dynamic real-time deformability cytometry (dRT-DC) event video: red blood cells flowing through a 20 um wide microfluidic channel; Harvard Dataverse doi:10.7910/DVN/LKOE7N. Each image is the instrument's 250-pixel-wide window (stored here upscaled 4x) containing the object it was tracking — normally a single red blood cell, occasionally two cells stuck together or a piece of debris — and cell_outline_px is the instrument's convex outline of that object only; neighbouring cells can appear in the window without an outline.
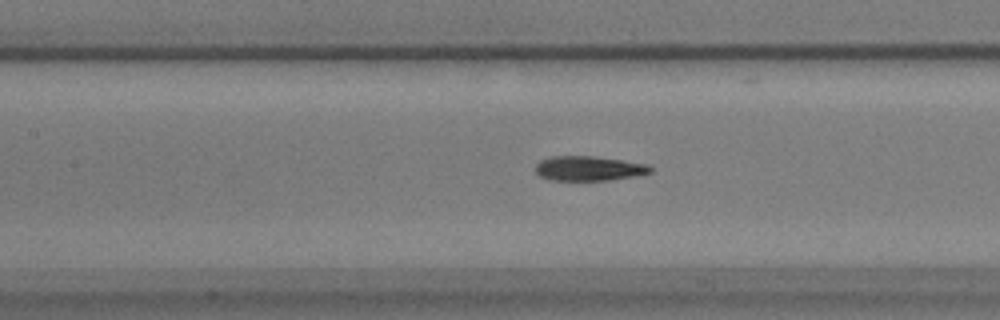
{"species": "common noctule bat (a hibernating species)", "species_latin": "Nyctalus noctula", "temperature_condition": "warm", "stored_images_in_passage": 53, "camera_frame_rate_fps": 3000, "um_per_image_px": 0.085, "animal": {"sex": "male", "body_mass_g": 17.9}, "frame": {"image": 1, "passage_image": 21, "time_ms": 6.667, "image_size_px": [1000, 320], "cell_outline_px": [[652, 172], [636, 176], [608, 180], [552, 180], [540, 176], [536, 172], [536, 164], [540, 160], [552, 156], [592, 156], [648, 164], [652, 168]], "centroid_in_image_um": [50.05, 14.31], "position_along_channel_um": 157.4, "area_um2": 16.42}}
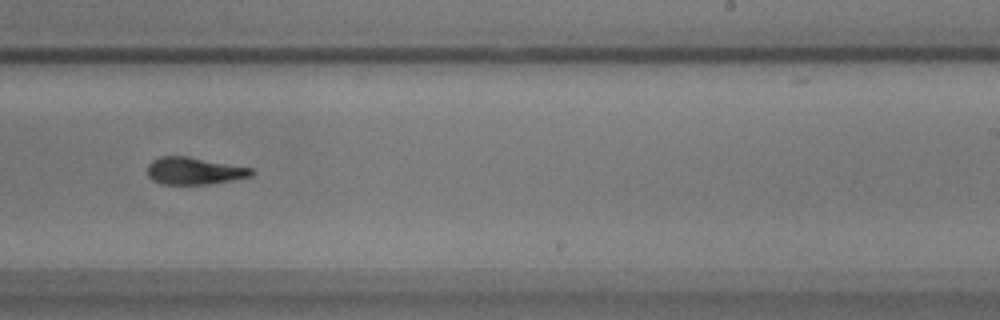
{"frame": {"image": 2, "passage_image": 31, "time_ms": 10.0, "image_size_px": [1000, 320], "cell_outline_px": [[256, 172], [252, 176], [208, 184], [164, 184], [152, 180], [148, 176], [148, 164], [152, 160], [160, 156], [188, 156], [252, 168]], "centroid_in_image_um": [16.5, 14.52], "position_along_channel_um": 272.5, "area_um2": 16.47}}
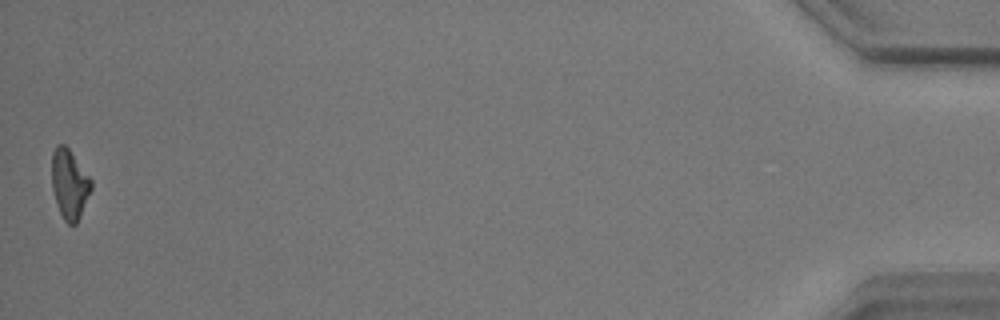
{"frame": {"image": 3, "passage_image": 53, "time_ms": 17.333, "image_size_px": [1000, 320], "cell_outline_px": [[92, 188], [80, 216], [76, 224], [68, 224], [64, 220], [56, 204], [52, 188], [52, 152], [56, 144], [64, 144], [68, 148], [92, 180]], "centroid_in_image_um": [5.89, 15.64], "position_along_channel_um": 429.3, "area_um2": 15.9}, "authors_computed_cell_mechanics": {"area_um2": 16.7042, "velocity_mm_per_s": 3.4686, "shape_relaxation_time_tau1_ms": 9.1683, "shape_relaxation_time_tau2_ms": 4.4493, "deformation_change_tau1": 0.231, "deformation_change_tau2": 0.1267}}